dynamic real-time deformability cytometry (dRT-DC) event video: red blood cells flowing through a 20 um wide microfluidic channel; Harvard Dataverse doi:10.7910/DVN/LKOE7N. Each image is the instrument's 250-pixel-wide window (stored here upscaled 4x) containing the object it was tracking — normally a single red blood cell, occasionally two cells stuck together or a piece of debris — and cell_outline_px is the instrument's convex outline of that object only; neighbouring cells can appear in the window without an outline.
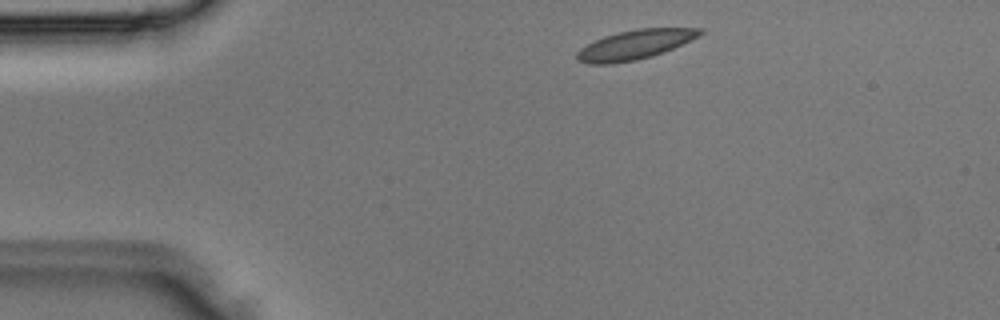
{"species": "Egyptian fruit bat (a non-hibernating species)", "species_latin": "Rousettus aegyptiacus", "temperature_condition": "room temperature", "stored_images_in_passage": 2, "camera_frame_rate_fps": 3000, "um_per_image_px": 0.085, "animal": {"sex": "male"}, "frame": {"image": 1, "passage_image": 1, "time_ms": 0.0, "image_size_px": [1000, 320], "cell_outline_px": [[704, 32], [700, 36], [672, 48], [652, 56], [636, 60], [608, 64], [588, 64], [576, 60], [576, 52], [580, 48], [604, 36], [636, 28], [704, 28]], "centroid_in_image_um": [53.96, 3.79], "position_along_channel_um": 31.0, "area_um2": 20.98}}